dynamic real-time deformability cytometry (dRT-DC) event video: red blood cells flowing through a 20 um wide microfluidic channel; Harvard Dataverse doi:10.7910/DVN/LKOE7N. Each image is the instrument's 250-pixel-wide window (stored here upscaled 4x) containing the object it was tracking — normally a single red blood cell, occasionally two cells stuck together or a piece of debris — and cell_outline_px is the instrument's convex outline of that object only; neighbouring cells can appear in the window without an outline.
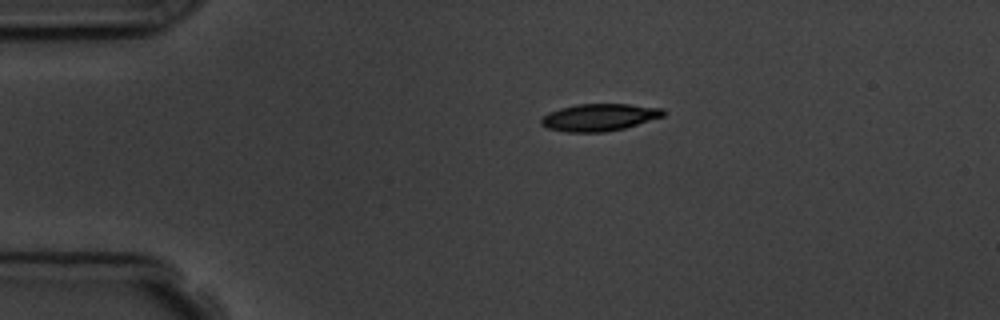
{"species": "common noctule bat (a hibernating species)", "species_latin": "Nyctalus noctula", "temperature_condition": "room temperature", "stored_images_in_passage": 4, "camera_frame_rate_fps": 3000, "um_per_image_px": 0.085, "animal": {"sex": "male", "body_mass_g": 19.5, "forearm_length_mm": 54.6}, "frame": {"image": 1, "passage_image": 1, "time_ms": 0.0, "image_size_px": [1000, 320], "cell_outline_px": [[668, 112], [664, 116], [624, 128], [604, 132], [568, 132], [548, 128], [540, 124], [540, 120], [548, 112], [560, 108], [576, 104], [628, 104], [664, 108]], "centroid_in_image_um": [50.96, 9.96], "position_along_channel_um": 34.0, "area_um2": 19.42}}
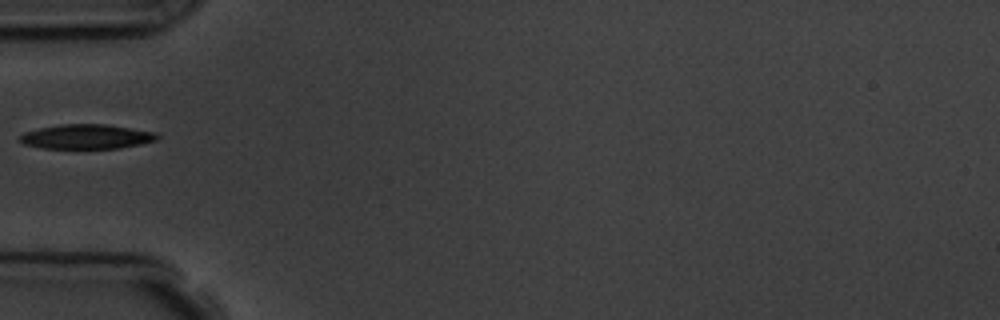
{"frame": {"image": 2, "passage_image": 3, "time_ms": 2.333, "image_size_px": [1000, 320], "cell_outline_px": [[160, 136], [156, 140], [140, 144], [116, 148], [40, 148], [24, 144], [20, 140], [20, 136], [24, 132], [40, 128], [60, 124], [108, 124], [156, 132]], "centroid_in_image_um": [7.37, 11.6], "position_along_channel_um": 77.6, "area_um2": 19.59}}